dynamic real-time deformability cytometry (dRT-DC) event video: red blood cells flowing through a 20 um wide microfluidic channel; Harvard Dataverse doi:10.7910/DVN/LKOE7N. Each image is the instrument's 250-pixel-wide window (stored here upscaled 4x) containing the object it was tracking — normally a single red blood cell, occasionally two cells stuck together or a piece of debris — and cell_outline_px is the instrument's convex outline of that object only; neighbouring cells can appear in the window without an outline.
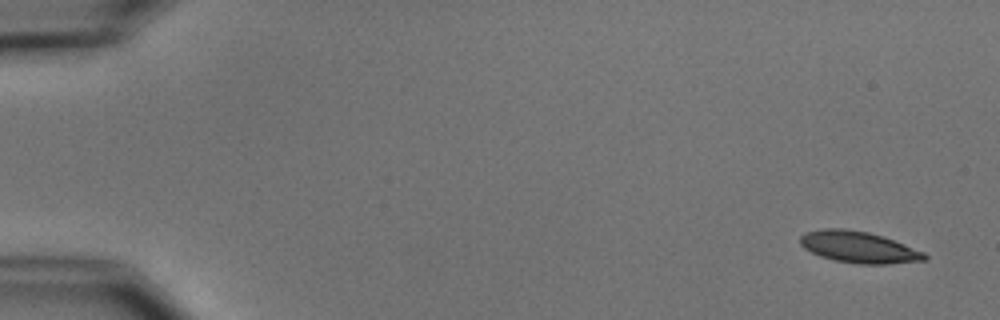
{"species": "common noctule bat (a hibernating species)", "species_latin": "Nyctalus noctula", "temperature_condition": "cold", "stored_images_in_passage": 5, "camera_frame_rate_fps": 3000, "um_per_image_px": 0.085, "animal": {"sex": "male", "body_mass_g": 15.6}, "frame": {"image": 1, "passage_image": 1, "time_ms": 0.0, "image_size_px": [1000, 320], "cell_outline_px": [[928, 256], [924, 260], [888, 264], [860, 264], [836, 260], [820, 256], [804, 248], [800, 244], [800, 236], [804, 232], [824, 228], [844, 228], [868, 232], [884, 236], [924, 252]], "centroid_in_image_um": [72.97, 20.99], "position_along_channel_um": 12.0, "area_um2": 22.77}}
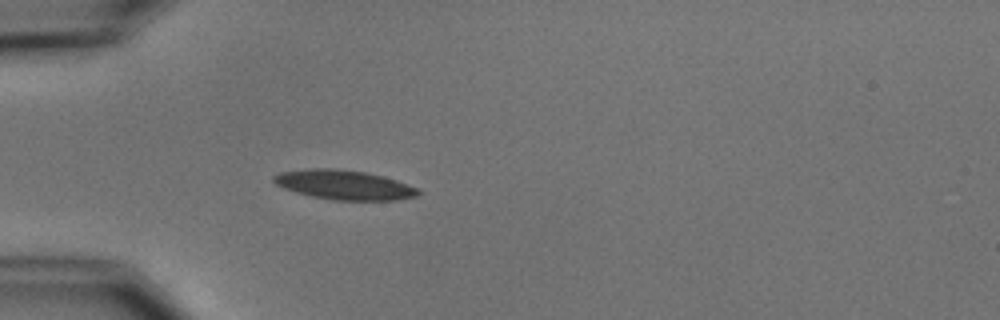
{"frame": {"image": 2, "passage_image": 5, "time_ms": 4.667, "image_size_px": [1000, 320], "cell_outline_px": [[420, 192], [416, 196], [396, 200], [332, 200], [312, 196], [296, 192], [284, 188], [276, 184], [272, 180], [272, 176], [280, 172], [312, 168], [332, 168], [364, 172], [384, 176], [396, 180], [416, 188]], "centroid_in_image_um": [29.21, 15.71], "position_along_channel_um": 55.8, "area_um2": 24.62}}